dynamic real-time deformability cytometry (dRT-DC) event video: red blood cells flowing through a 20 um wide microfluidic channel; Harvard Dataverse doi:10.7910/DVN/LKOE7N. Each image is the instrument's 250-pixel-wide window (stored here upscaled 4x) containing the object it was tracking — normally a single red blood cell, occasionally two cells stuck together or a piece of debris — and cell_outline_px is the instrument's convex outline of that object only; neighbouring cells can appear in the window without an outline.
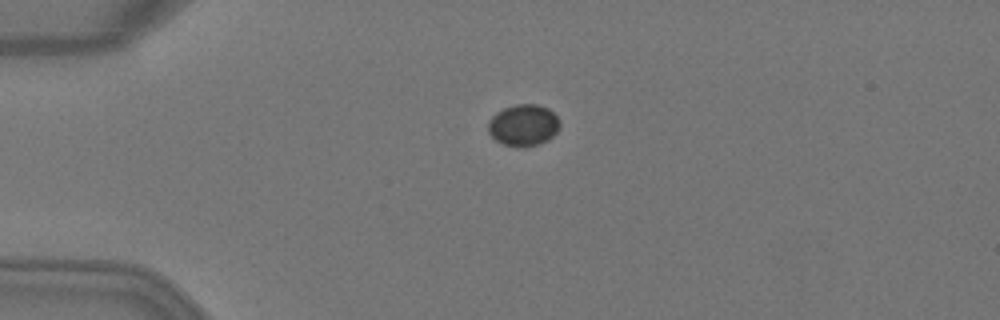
{"species": "Egyptian fruit bat (a non-hibernating species)", "species_latin": "Rousettus aegyptiacus", "temperature_condition": "warm", "stored_images_in_passage": 7, "camera_frame_rate_fps": 3000, "um_per_image_px": 0.085, "animal": {"sex": "female"}, "frame": {"image": 1, "passage_image": 4, "time_ms": 1.0, "image_size_px": [1000, 320], "cell_outline_px": [[560, 124], [556, 132], [548, 140], [524, 148], [516, 148], [504, 144], [496, 140], [488, 132], [488, 120], [496, 112], [504, 108], [516, 104], [536, 104], [548, 108], [560, 120]], "centroid_in_image_um": [44.47, 10.64], "position_along_channel_um": 40.5, "area_um2": 17.46}}